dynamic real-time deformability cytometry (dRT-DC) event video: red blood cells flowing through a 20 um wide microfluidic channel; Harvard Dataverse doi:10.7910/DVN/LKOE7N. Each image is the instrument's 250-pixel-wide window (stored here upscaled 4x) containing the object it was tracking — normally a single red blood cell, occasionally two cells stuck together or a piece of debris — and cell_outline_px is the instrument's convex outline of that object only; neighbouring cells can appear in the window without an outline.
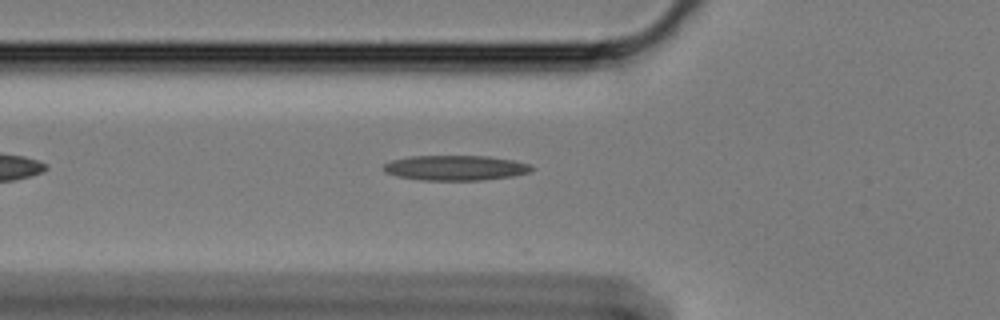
{"species": "Egyptian fruit bat (a non-hibernating species)", "species_latin": "Rousettus aegyptiacus", "temperature_condition": "cold", "stored_images_in_passage": 13, "segment_of_instrument_passage": [1, 2], "camera_frame_rate_fps": 3000, "um_per_image_px": 0.085, "animal": {"sex": "female"}, "frame": {"image": 1, "passage_image": 8, "time_ms": 2.333, "image_size_px": [1000, 320], "cell_outline_px": [[536, 168], [528, 172], [512, 176], [484, 180], [420, 180], [396, 176], [384, 172], [384, 164], [392, 160], [412, 156], [488, 156], [512, 160], [528, 164]], "centroid_in_image_um": [38.7, 14.27], "position_along_channel_um": 87.1, "area_um2": 21.56}}
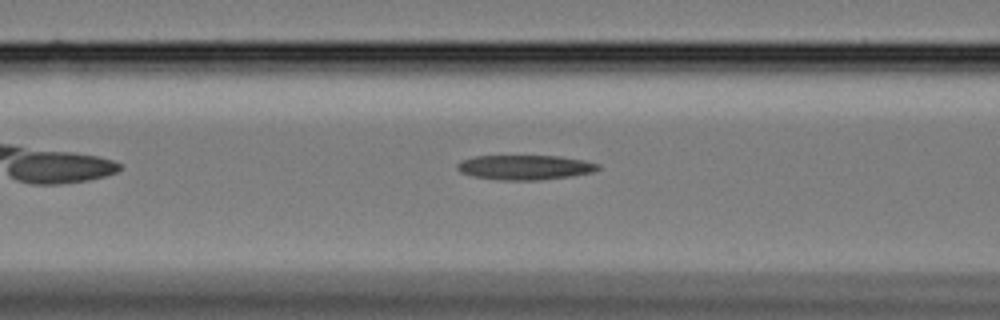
{"frame": {"image": 2, "passage_image": 11, "time_ms": 3.333, "image_size_px": [1000, 320], "cell_outline_px": [[600, 168], [592, 172], [568, 176], [540, 180], [500, 180], [472, 176], [460, 172], [456, 168], [456, 164], [460, 160], [476, 156], [560, 156], [584, 160], [600, 164]], "centroid_in_image_um": [44.58, 14.22], "position_along_channel_um": 122.0, "area_um2": 20.29}}